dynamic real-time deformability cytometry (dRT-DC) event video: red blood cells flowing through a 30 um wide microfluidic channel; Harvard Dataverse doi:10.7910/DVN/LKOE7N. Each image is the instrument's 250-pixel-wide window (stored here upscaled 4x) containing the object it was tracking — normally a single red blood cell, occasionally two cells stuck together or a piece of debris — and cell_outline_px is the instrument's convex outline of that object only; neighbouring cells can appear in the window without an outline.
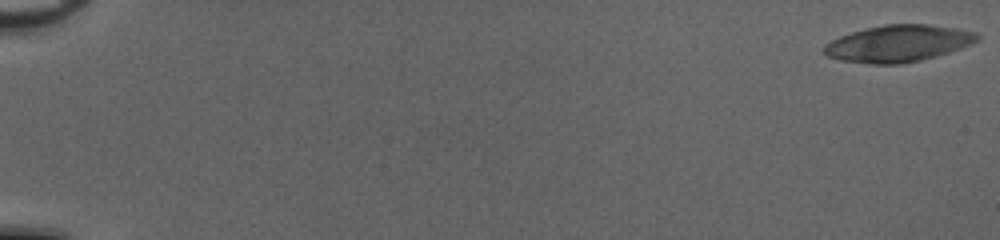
{"species": "common noctule bat (a hibernating species)", "species_latin": "Nyctalus noctula", "temperature_condition": "cold", "stored_images_in_passage": 25, "camera_frame_rate_fps": 3000, "um_per_image_px": 0.085, "animal": {"sex": "female", "body_mass_g": 20.0, "forearm_length_mm": 54.0}, "frame": {"image": 1, "passage_image": 1, "time_ms": 0.0, "image_size_px": [1000, 240], "cell_outline_px": [[980, 36], [976, 40], [960, 48], [948, 52], [920, 60], [900, 64], [872, 64], [840, 60], [828, 56], [824, 52], [824, 48], [832, 40], [840, 36], [852, 32], [884, 24], [928, 24], [956, 28], [976, 32]], "centroid_in_image_um": [76.34, 3.69], "position_along_channel_um": 8.7, "area_um2": 32.31}}
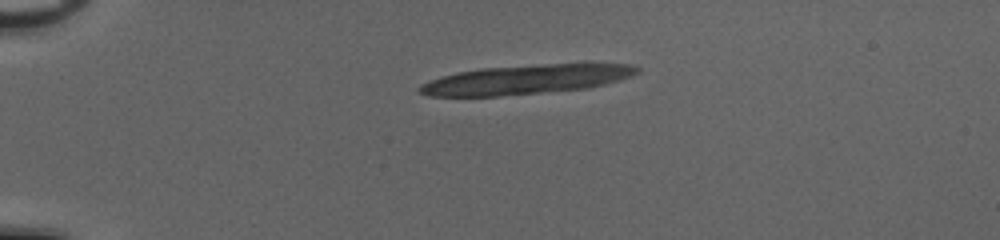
{"frame": {"image": 2, "passage_image": 15, "time_ms": 4.667, "image_size_px": [1000, 240], "cell_outline_px": [[640, 72], [620, 80], [588, 88], [496, 96], [428, 96], [420, 92], [416, 88], [420, 84], [444, 76], [460, 72], [484, 68], [552, 64], [628, 64], [640, 68]], "centroid_in_image_um": [44.72, 6.76], "position_along_channel_um": 40.3, "area_um2": 36.41}}
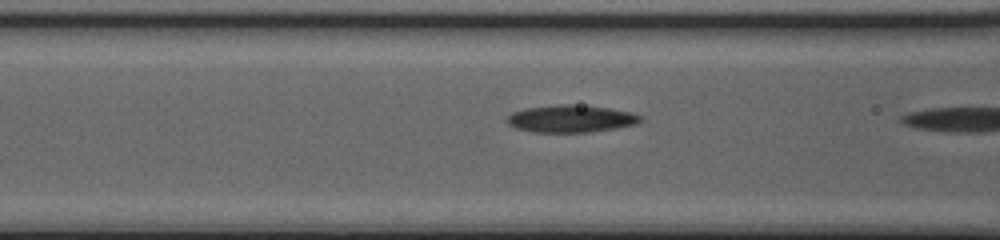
{"frame": {"image": 3, "passage_image": 24, "time_ms": 7.667, "image_size_px": [1000, 240], "cell_outline_px": [[644, 120], [636, 124], [588, 132], [532, 132], [516, 128], [508, 124], [508, 116], [512, 112], [524, 108], [560, 104], [572, 104], [608, 108], [632, 112], [640, 116]], "centroid_in_image_um": [48.51, 10.08], "position_along_channel_um": 118.1, "area_um2": 21.1}}